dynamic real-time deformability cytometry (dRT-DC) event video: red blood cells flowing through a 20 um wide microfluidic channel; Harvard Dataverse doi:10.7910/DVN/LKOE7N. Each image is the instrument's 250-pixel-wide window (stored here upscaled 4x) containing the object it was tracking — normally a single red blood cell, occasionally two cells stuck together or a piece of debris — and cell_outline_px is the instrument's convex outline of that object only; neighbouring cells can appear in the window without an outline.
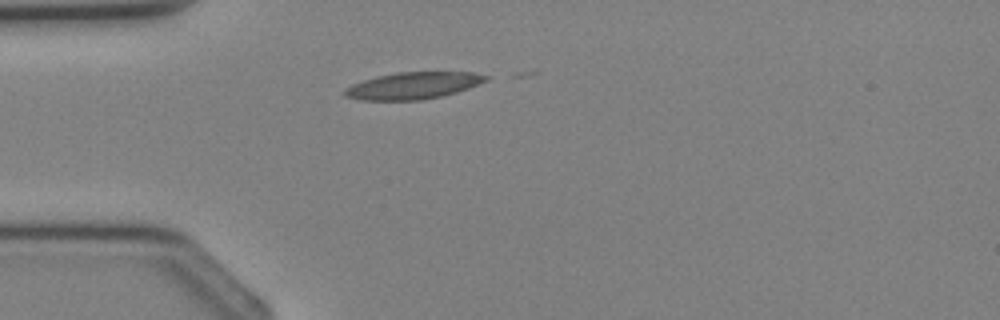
{"species": "Egyptian fruit bat (a non-hibernating species)", "species_latin": "Rousettus aegyptiacus", "temperature_condition": "cold", "stored_images_in_passage": 1, "camera_frame_rate_fps": 3000, "um_per_image_px": 0.085, "animal": {"sex": "female"}, "frame": {"image": 1, "passage_image": 1, "time_ms": 0.0, "image_size_px": [1000, 320], "cell_outline_px": [[492, 76], [488, 80], [468, 88], [456, 92], [440, 96], [420, 100], [360, 100], [344, 96], [344, 88], [352, 84], [376, 76], [396, 72], [472, 72]], "centroid_in_image_um": [35.11, 7.27], "position_along_channel_um": 49.9, "area_um2": 22.14}}